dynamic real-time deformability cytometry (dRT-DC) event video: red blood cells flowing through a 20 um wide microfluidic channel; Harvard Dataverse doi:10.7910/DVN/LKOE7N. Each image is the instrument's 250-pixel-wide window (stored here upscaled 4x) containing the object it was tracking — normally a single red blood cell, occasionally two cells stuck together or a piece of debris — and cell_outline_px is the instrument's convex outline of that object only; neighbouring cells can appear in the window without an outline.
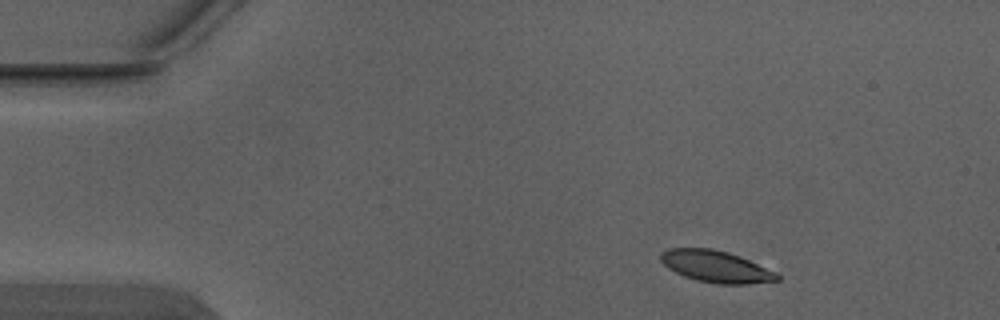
{"species": "Egyptian fruit bat (a non-hibernating species)", "species_latin": "Rousettus aegyptiacus", "temperature_condition": "warm", "stored_images_in_passage": 3, "camera_frame_rate_fps": 3000, "um_per_image_px": 0.085, "animal": {"sex": "male"}, "frame": {"image": 1, "passage_image": 1, "time_ms": 0.0, "image_size_px": [1000, 320], "cell_outline_px": [[780, 280], [748, 284], [720, 284], [700, 280], [684, 276], [668, 268], [660, 260], [660, 252], [668, 248], [708, 248], [728, 252], [740, 256], [776, 272], [780, 276]], "centroid_in_image_um": [60.85, 22.64], "position_along_channel_um": 24.1, "area_um2": 21.39}}